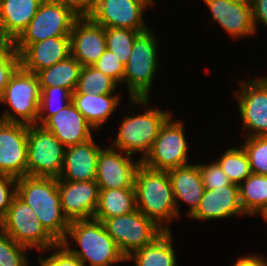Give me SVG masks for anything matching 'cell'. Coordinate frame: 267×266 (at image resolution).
Segmentation results:
<instances>
[{
    "instance_id": "6",
    "label": "cell",
    "mask_w": 267,
    "mask_h": 266,
    "mask_svg": "<svg viewBox=\"0 0 267 266\" xmlns=\"http://www.w3.org/2000/svg\"><path fill=\"white\" fill-rule=\"evenodd\" d=\"M40 84L37 74L19 66L9 79L0 104L8 105L0 120L37 124L40 108ZM12 110V111H11Z\"/></svg>"
},
{
    "instance_id": "26",
    "label": "cell",
    "mask_w": 267,
    "mask_h": 266,
    "mask_svg": "<svg viewBox=\"0 0 267 266\" xmlns=\"http://www.w3.org/2000/svg\"><path fill=\"white\" fill-rule=\"evenodd\" d=\"M172 232L164 231L152 243L132 253L126 261L134 260L135 266H177Z\"/></svg>"
},
{
    "instance_id": "8",
    "label": "cell",
    "mask_w": 267,
    "mask_h": 266,
    "mask_svg": "<svg viewBox=\"0 0 267 266\" xmlns=\"http://www.w3.org/2000/svg\"><path fill=\"white\" fill-rule=\"evenodd\" d=\"M3 231L16 243L39 252H48L58 242L45 230L34 210L17 195L14 196L6 216Z\"/></svg>"
},
{
    "instance_id": "47",
    "label": "cell",
    "mask_w": 267,
    "mask_h": 266,
    "mask_svg": "<svg viewBox=\"0 0 267 266\" xmlns=\"http://www.w3.org/2000/svg\"><path fill=\"white\" fill-rule=\"evenodd\" d=\"M3 231V217L0 215V232Z\"/></svg>"
},
{
    "instance_id": "5",
    "label": "cell",
    "mask_w": 267,
    "mask_h": 266,
    "mask_svg": "<svg viewBox=\"0 0 267 266\" xmlns=\"http://www.w3.org/2000/svg\"><path fill=\"white\" fill-rule=\"evenodd\" d=\"M152 29L141 32L133 43L132 53L124 66L123 83L129 99L150 98V91L158 71V44Z\"/></svg>"
},
{
    "instance_id": "17",
    "label": "cell",
    "mask_w": 267,
    "mask_h": 266,
    "mask_svg": "<svg viewBox=\"0 0 267 266\" xmlns=\"http://www.w3.org/2000/svg\"><path fill=\"white\" fill-rule=\"evenodd\" d=\"M70 49L82 66H93L107 49L105 28L90 17H78L70 33Z\"/></svg>"
},
{
    "instance_id": "46",
    "label": "cell",
    "mask_w": 267,
    "mask_h": 266,
    "mask_svg": "<svg viewBox=\"0 0 267 266\" xmlns=\"http://www.w3.org/2000/svg\"><path fill=\"white\" fill-rule=\"evenodd\" d=\"M10 41L0 32V50L4 49Z\"/></svg>"
},
{
    "instance_id": "12",
    "label": "cell",
    "mask_w": 267,
    "mask_h": 266,
    "mask_svg": "<svg viewBox=\"0 0 267 266\" xmlns=\"http://www.w3.org/2000/svg\"><path fill=\"white\" fill-rule=\"evenodd\" d=\"M235 92L246 137L267 136V77L238 80Z\"/></svg>"
},
{
    "instance_id": "36",
    "label": "cell",
    "mask_w": 267,
    "mask_h": 266,
    "mask_svg": "<svg viewBox=\"0 0 267 266\" xmlns=\"http://www.w3.org/2000/svg\"><path fill=\"white\" fill-rule=\"evenodd\" d=\"M19 66V54L13 42H10L4 49L0 50V100L3 97L10 77Z\"/></svg>"
},
{
    "instance_id": "20",
    "label": "cell",
    "mask_w": 267,
    "mask_h": 266,
    "mask_svg": "<svg viewBox=\"0 0 267 266\" xmlns=\"http://www.w3.org/2000/svg\"><path fill=\"white\" fill-rule=\"evenodd\" d=\"M42 126L52 132L65 147L88 141L93 138L91 132L96 131L72 102L49 117Z\"/></svg>"
},
{
    "instance_id": "22",
    "label": "cell",
    "mask_w": 267,
    "mask_h": 266,
    "mask_svg": "<svg viewBox=\"0 0 267 266\" xmlns=\"http://www.w3.org/2000/svg\"><path fill=\"white\" fill-rule=\"evenodd\" d=\"M101 148L96 144L94 137L86 142L66 147L59 178L76 182L95 180Z\"/></svg>"
},
{
    "instance_id": "9",
    "label": "cell",
    "mask_w": 267,
    "mask_h": 266,
    "mask_svg": "<svg viewBox=\"0 0 267 266\" xmlns=\"http://www.w3.org/2000/svg\"><path fill=\"white\" fill-rule=\"evenodd\" d=\"M172 115L165 121L151 150L141 163L156 171H169L188 163V137L180 120H173Z\"/></svg>"
},
{
    "instance_id": "15",
    "label": "cell",
    "mask_w": 267,
    "mask_h": 266,
    "mask_svg": "<svg viewBox=\"0 0 267 266\" xmlns=\"http://www.w3.org/2000/svg\"><path fill=\"white\" fill-rule=\"evenodd\" d=\"M28 125L0 120V173L27 175Z\"/></svg>"
},
{
    "instance_id": "16",
    "label": "cell",
    "mask_w": 267,
    "mask_h": 266,
    "mask_svg": "<svg viewBox=\"0 0 267 266\" xmlns=\"http://www.w3.org/2000/svg\"><path fill=\"white\" fill-rule=\"evenodd\" d=\"M57 179L62 211L68 221L93 218L99 202L97 182Z\"/></svg>"
},
{
    "instance_id": "48",
    "label": "cell",
    "mask_w": 267,
    "mask_h": 266,
    "mask_svg": "<svg viewBox=\"0 0 267 266\" xmlns=\"http://www.w3.org/2000/svg\"><path fill=\"white\" fill-rule=\"evenodd\" d=\"M232 1H236V2H251L252 0H232Z\"/></svg>"
},
{
    "instance_id": "13",
    "label": "cell",
    "mask_w": 267,
    "mask_h": 266,
    "mask_svg": "<svg viewBox=\"0 0 267 266\" xmlns=\"http://www.w3.org/2000/svg\"><path fill=\"white\" fill-rule=\"evenodd\" d=\"M154 0H95L89 16L104 28H124L137 31L149 29L143 18L144 9Z\"/></svg>"
},
{
    "instance_id": "49",
    "label": "cell",
    "mask_w": 267,
    "mask_h": 266,
    "mask_svg": "<svg viewBox=\"0 0 267 266\" xmlns=\"http://www.w3.org/2000/svg\"><path fill=\"white\" fill-rule=\"evenodd\" d=\"M263 219L267 222V213L263 216Z\"/></svg>"
},
{
    "instance_id": "7",
    "label": "cell",
    "mask_w": 267,
    "mask_h": 266,
    "mask_svg": "<svg viewBox=\"0 0 267 266\" xmlns=\"http://www.w3.org/2000/svg\"><path fill=\"white\" fill-rule=\"evenodd\" d=\"M65 146L42 125H28L27 175L59 178Z\"/></svg>"
},
{
    "instance_id": "24",
    "label": "cell",
    "mask_w": 267,
    "mask_h": 266,
    "mask_svg": "<svg viewBox=\"0 0 267 266\" xmlns=\"http://www.w3.org/2000/svg\"><path fill=\"white\" fill-rule=\"evenodd\" d=\"M119 94L72 93L71 102L85 119L96 129L102 127L120 104Z\"/></svg>"
},
{
    "instance_id": "30",
    "label": "cell",
    "mask_w": 267,
    "mask_h": 266,
    "mask_svg": "<svg viewBox=\"0 0 267 266\" xmlns=\"http://www.w3.org/2000/svg\"><path fill=\"white\" fill-rule=\"evenodd\" d=\"M223 172L228 176L232 183L240 185L248 176H250V164L246 151L240 148H229L226 152L215 160Z\"/></svg>"
},
{
    "instance_id": "43",
    "label": "cell",
    "mask_w": 267,
    "mask_h": 266,
    "mask_svg": "<svg viewBox=\"0 0 267 266\" xmlns=\"http://www.w3.org/2000/svg\"><path fill=\"white\" fill-rule=\"evenodd\" d=\"M261 255L241 256L232 266H267V261Z\"/></svg>"
},
{
    "instance_id": "3",
    "label": "cell",
    "mask_w": 267,
    "mask_h": 266,
    "mask_svg": "<svg viewBox=\"0 0 267 266\" xmlns=\"http://www.w3.org/2000/svg\"><path fill=\"white\" fill-rule=\"evenodd\" d=\"M71 239L80 250L70 248ZM62 244L86 266H113L126 261L103 223L95 218L71 221Z\"/></svg>"
},
{
    "instance_id": "25",
    "label": "cell",
    "mask_w": 267,
    "mask_h": 266,
    "mask_svg": "<svg viewBox=\"0 0 267 266\" xmlns=\"http://www.w3.org/2000/svg\"><path fill=\"white\" fill-rule=\"evenodd\" d=\"M44 0H1L5 37L14 42L36 15Z\"/></svg>"
},
{
    "instance_id": "37",
    "label": "cell",
    "mask_w": 267,
    "mask_h": 266,
    "mask_svg": "<svg viewBox=\"0 0 267 266\" xmlns=\"http://www.w3.org/2000/svg\"><path fill=\"white\" fill-rule=\"evenodd\" d=\"M199 168L205 189L214 190L232 183L215 160L208 164L200 163Z\"/></svg>"
},
{
    "instance_id": "28",
    "label": "cell",
    "mask_w": 267,
    "mask_h": 266,
    "mask_svg": "<svg viewBox=\"0 0 267 266\" xmlns=\"http://www.w3.org/2000/svg\"><path fill=\"white\" fill-rule=\"evenodd\" d=\"M240 204L246 216L267 213V176L251 174L239 185Z\"/></svg>"
},
{
    "instance_id": "45",
    "label": "cell",
    "mask_w": 267,
    "mask_h": 266,
    "mask_svg": "<svg viewBox=\"0 0 267 266\" xmlns=\"http://www.w3.org/2000/svg\"><path fill=\"white\" fill-rule=\"evenodd\" d=\"M0 32L5 36V28H4V20H3L1 0H0Z\"/></svg>"
},
{
    "instance_id": "29",
    "label": "cell",
    "mask_w": 267,
    "mask_h": 266,
    "mask_svg": "<svg viewBox=\"0 0 267 266\" xmlns=\"http://www.w3.org/2000/svg\"><path fill=\"white\" fill-rule=\"evenodd\" d=\"M82 65L71 55L37 73L40 87H62L76 90Z\"/></svg>"
},
{
    "instance_id": "35",
    "label": "cell",
    "mask_w": 267,
    "mask_h": 266,
    "mask_svg": "<svg viewBox=\"0 0 267 266\" xmlns=\"http://www.w3.org/2000/svg\"><path fill=\"white\" fill-rule=\"evenodd\" d=\"M29 249L16 243L4 231L0 232V265L30 266L26 251Z\"/></svg>"
},
{
    "instance_id": "27",
    "label": "cell",
    "mask_w": 267,
    "mask_h": 266,
    "mask_svg": "<svg viewBox=\"0 0 267 266\" xmlns=\"http://www.w3.org/2000/svg\"><path fill=\"white\" fill-rule=\"evenodd\" d=\"M136 209L134 188L100 190L93 218L102 222L104 219L129 214Z\"/></svg>"
},
{
    "instance_id": "4",
    "label": "cell",
    "mask_w": 267,
    "mask_h": 266,
    "mask_svg": "<svg viewBox=\"0 0 267 266\" xmlns=\"http://www.w3.org/2000/svg\"><path fill=\"white\" fill-rule=\"evenodd\" d=\"M132 106H144L141 114L125 116L119 126L118 133L112 146L122 153L130 155L141 152L140 160H143L152 148L159 130L165 121L172 115L169 111L148 108L150 99H129ZM147 108V109H146ZM136 152V153H135Z\"/></svg>"
},
{
    "instance_id": "2",
    "label": "cell",
    "mask_w": 267,
    "mask_h": 266,
    "mask_svg": "<svg viewBox=\"0 0 267 266\" xmlns=\"http://www.w3.org/2000/svg\"><path fill=\"white\" fill-rule=\"evenodd\" d=\"M134 189L136 208L161 229L170 231L169 225L178 219V214L168 171H156L141 163Z\"/></svg>"
},
{
    "instance_id": "23",
    "label": "cell",
    "mask_w": 267,
    "mask_h": 266,
    "mask_svg": "<svg viewBox=\"0 0 267 266\" xmlns=\"http://www.w3.org/2000/svg\"><path fill=\"white\" fill-rule=\"evenodd\" d=\"M168 173L174 194L178 218H180L181 215L179 210L180 201H183V203L189 206L187 214L190 217L198 207L205 190L199 163L177 167L169 170Z\"/></svg>"
},
{
    "instance_id": "44",
    "label": "cell",
    "mask_w": 267,
    "mask_h": 266,
    "mask_svg": "<svg viewBox=\"0 0 267 266\" xmlns=\"http://www.w3.org/2000/svg\"><path fill=\"white\" fill-rule=\"evenodd\" d=\"M62 266H86L62 244Z\"/></svg>"
},
{
    "instance_id": "21",
    "label": "cell",
    "mask_w": 267,
    "mask_h": 266,
    "mask_svg": "<svg viewBox=\"0 0 267 266\" xmlns=\"http://www.w3.org/2000/svg\"><path fill=\"white\" fill-rule=\"evenodd\" d=\"M245 215L240 204L239 185L231 183L214 190L205 189L201 201L190 218L216 220Z\"/></svg>"
},
{
    "instance_id": "38",
    "label": "cell",
    "mask_w": 267,
    "mask_h": 266,
    "mask_svg": "<svg viewBox=\"0 0 267 266\" xmlns=\"http://www.w3.org/2000/svg\"><path fill=\"white\" fill-rule=\"evenodd\" d=\"M93 66L105 75L110 76L119 85L123 84L124 65L110 50L106 49Z\"/></svg>"
},
{
    "instance_id": "19",
    "label": "cell",
    "mask_w": 267,
    "mask_h": 266,
    "mask_svg": "<svg viewBox=\"0 0 267 266\" xmlns=\"http://www.w3.org/2000/svg\"><path fill=\"white\" fill-rule=\"evenodd\" d=\"M212 13V21L219 24L233 39L256 33L251 2L232 0H203Z\"/></svg>"
},
{
    "instance_id": "1",
    "label": "cell",
    "mask_w": 267,
    "mask_h": 266,
    "mask_svg": "<svg viewBox=\"0 0 267 266\" xmlns=\"http://www.w3.org/2000/svg\"><path fill=\"white\" fill-rule=\"evenodd\" d=\"M16 195L27 203L45 230L62 243L70 222L62 211L58 179L23 176L17 178Z\"/></svg>"
},
{
    "instance_id": "14",
    "label": "cell",
    "mask_w": 267,
    "mask_h": 266,
    "mask_svg": "<svg viewBox=\"0 0 267 266\" xmlns=\"http://www.w3.org/2000/svg\"><path fill=\"white\" fill-rule=\"evenodd\" d=\"M112 146L101 148L97 160L96 179L99 190L134 188L136 171L141 160Z\"/></svg>"
},
{
    "instance_id": "42",
    "label": "cell",
    "mask_w": 267,
    "mask_h": 266,
    "mask_svg": "<svg viewBox=\"0 0 267 266\" xmlns=\"http://www.w3.org/2000/svg\"><path fill=\"white\" fill-rule=\"evenodd\" d=\"M49 250L53 251L50 256L38 258L40 266H62V243H58Z\"/></svg>"
},
{
    "instance_id": "32",
    "label": "cell",
    "mask_w": 267,
    "mask_h": 266,
    "mask_svg": "<svg viewBox=\"0 0 267 266\" xmlns=\"http://www.w3.org/2000/svg\"><path fill=\"white\" fill-rule=\"evenodd\" d=\"M40 108L37 125H42L49 117L57 114L72 100V92L62 87H40Z\"/></svg>"
},
{
    "instance_id": "10",
    "label": "cell",
    "mask_w": 267,
    "mask_h": 266,
    "mask_svg": "<svg viewBox=\"0 0 267 266\" xmlns=\"http://www.w3.org/2000/svg\"><path fill=\"white\" fill-rule=\"evenodd\" d=\"M102 223L125 258L152 243L164 232L138 209L129 214L104 219Z\"/></svg>"
},
{
    "instance_id": "41",
    "label": "cell",
    "mask_w": 267,
    "mask_h": 266,
    "mask_svg": "<svg viewBox=\"0 0 267 266\" xmlns=\"http://www.w3.org/2000/svg\"><path fill=\"white\" fill-rule=\"evenodd\" d=\"M251 6L255 31L259 23L267 29V0H252Z\"/></svg>"
},
{
    "instance_id": "33",
    "label": "cell",
    "mask_w": 267,
    "mask_h": 266,
    "mask_svg": "<svg viewBox=\"0 0 267 266\" xmlns=\"http://www.w3.org/2000/svg\"><path fill=\"white\" fill-rule=\"evenodd\" d=\"M143 31L105 28L106 47L125 66L132 53L135 38Z\"/></svg>"
},
{
    "instance_id": "40",
    "label": "cell",
    "mask_w": 267,
    "mask_h": 266,
    "mask_svg": "<svg viewBox=\"0 0 267 266\" xmlns=\"http://www.w3.org/2000/svg\"><path fill=\"white\" fill-rule=\"evenodd\" d=\"M69 8L78 17H89L92 14L95 0H53Z\"/></svg>"
},
{
    "instance_id": "34",
    "label": "cell",
    "mask_w": 267,
    "mask_h": 266,
    "mask_svg": "<svg viewBox=\"0 0 267 266\" xmlns=\"http://www.w3.org/2000/svg\"><path fill=\"white\" fill-rule=\"evenodd\" d=\"M242 147L248 155L251 173L267 176V136L246 137Z\"/></svg>"
},
{
    "instance_id": "11",
    "label": "cell",
    "mask_w": 267,
    "mask_h": 266,
    "mask_svg": "<svg viewBox=\"0 0 267 266\" xmlns=\"http://www.w3.org/2000/svg\"><path fill=\"white\" fill-rule=\"evenodd\" d=\"M77 18V15L61 3L44 0L36 15L13 44H32L48 38L70 36Z\"/></svg>"
},
{
    "instance_id": "18",
    "label": "cell",
    "mask_w": 267,
    "mask_h": 266,
    "mask_svg": "<svg viewBox=\"0 0 267 266\" xmlns=\"http://www.w3.org/2000/svg\"><path fill=\"white\" fill-rule=\"evenodd\" d=\"M14 47L19 54L20 66L35 74L71 55L70 36L48 38L32 44H14Z\"/></svg>"
},
{
    "instance_id": "31",
    "label": "cell",
    "mask_w": 267,
    "mask_h": 266,
    "mask_svg": "<svg viewBox=\"0 0 267 266\" xmlns=\"http://www.w3.org/2000/svg\"><path fill=\"white\" fill-rule=\"evenodd\" d=\"M118 83L94 66H82L76 90L73 93L94 95L114 93Z\"/></svg>"
},
{
    "instance_id": "39",
    "label": "cell",
    "mask_w": 267,
    "mask_h": 266,
    "mask_svg": "<svg viewBox=\"0 0 267 266\" xmlns=\"http://www.w3.org/2000/svg\"><path fill=\"white\" fill-rule=\"evenodd\" d=\"M17 178L0 173V215L4 218L16 195Z\"/></svg>"
}]
</instances>
